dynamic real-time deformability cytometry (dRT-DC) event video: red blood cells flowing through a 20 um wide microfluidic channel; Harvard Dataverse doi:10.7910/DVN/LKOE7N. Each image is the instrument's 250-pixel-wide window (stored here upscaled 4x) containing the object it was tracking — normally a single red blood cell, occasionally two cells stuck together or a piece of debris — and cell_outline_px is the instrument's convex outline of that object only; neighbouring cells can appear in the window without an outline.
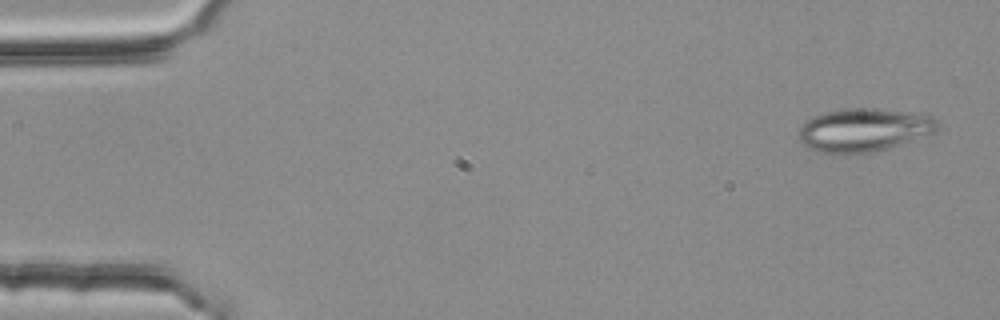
{"species": "common noctule bat (a hibernating species)", "species_latin": "Nyctalus noctula", "temperature_condition": "room temperature", "stored_images_in_passage": 4, "camera_frame_rate_fps": 3000, "um_per_image_px": 0.085, "animal": {"sex": "female", "body_mass_g": 25.1}, "frame": {"image": 1, "passage_image": 1, "time_ms": 0.0, "image_size_px": [1000, 320], "cell_outline_px": [[936, 132], [888, 148], [872, 152], [816, 152], [808, 148], [796, 136], [796, 132], [812, 116], [824, 112], [848, 108], [876, 108], [912, 112], [932, 116], [936, 120]], "centroid_in_image_um": [73.4, 11.02], "position_along_channel_um": 11.6, "area_um2": 34.74}}